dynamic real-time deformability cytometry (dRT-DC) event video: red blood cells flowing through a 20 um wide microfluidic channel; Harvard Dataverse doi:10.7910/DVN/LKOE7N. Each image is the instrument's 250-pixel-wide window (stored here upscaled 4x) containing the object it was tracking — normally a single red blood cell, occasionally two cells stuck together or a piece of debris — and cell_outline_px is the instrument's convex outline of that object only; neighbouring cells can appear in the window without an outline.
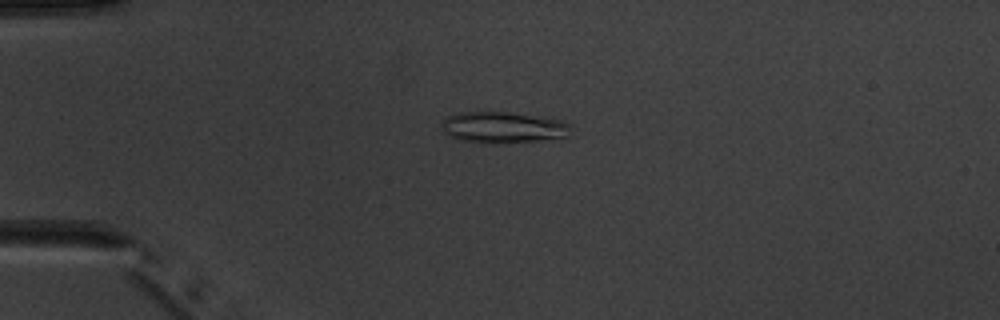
{"species": "common noctule bat (a hibernating species)", "species_latin": "Nyctalus noctula", "temperature_condition": "warm", "stored_images_in_passage": 6, "camera_frame_rate_fps": 3000, "um_per_image_px": 0.085, "animal": {"sex": "male", "body_mass_g": 20.1, "forearm_length_mm": 53.5}, "frame": {"image": 1, "passage_image": 4, "time_ms": 3.333, "image_size_px": [1000, 320], "cell_outline_px": [[572, 136], [500, 144], [484, 144], [460, 140], [444, 132], [440, 128], [440, 124], [444, 116], [460, 112], [508, 112], [544, 116], [564, 120], [572, 124]], "centroid_in_image_um": [42.8, 10.82], "position_along_channel_um": 42.2, "area_um2": 24.33}}